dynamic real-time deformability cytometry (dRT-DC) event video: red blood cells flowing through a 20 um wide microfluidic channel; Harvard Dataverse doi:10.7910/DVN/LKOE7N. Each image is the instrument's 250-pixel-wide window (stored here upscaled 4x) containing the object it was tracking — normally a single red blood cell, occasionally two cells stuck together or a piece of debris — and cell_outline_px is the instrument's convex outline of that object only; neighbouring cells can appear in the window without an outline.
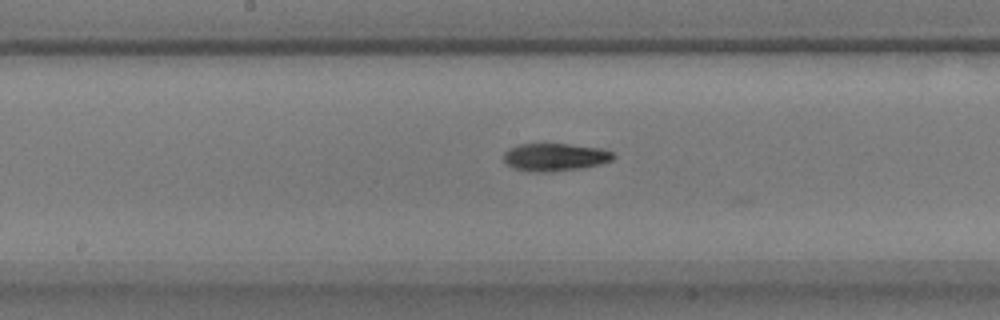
{"species": "common noctule bat (a hibernating species)", "species_latin": "Nyctalus noctula", "temperature_condition": "warm", "stored_images_in_passage": 25, "camera_frame_rate_fps": 3000, "um_per_image_px": 0.085, "animal": {"sex": "male", "body_mass_g": 17.9}, "frame": {"image": 1, "passage_image": 14, "time_ms": 4.333, "image_size_px": [1000, 320], "cell_outline_px": [[616, 156], [612, 160], [600, 164], [584, 168], [552, 172], [532, 172], [512, 168], [504, 164], [504, 152], [508, 148], [520, 144], [568, 144], [600, 148], [612, 152]], "centroid_in_image_um": [47.14, 13.37], "position_along_channel_um": 201.1, "area_um2": 17.98}}
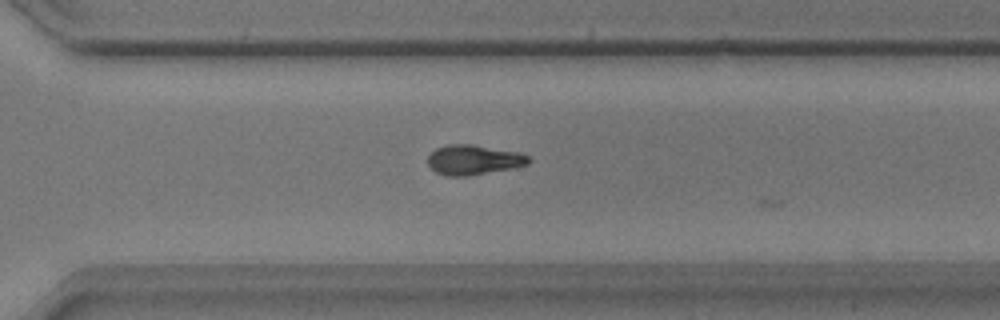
{"frame": {"image": 2, "passage_image": 24, "time_ms": 7.667, "image_size_px": [1000, 320], "cell_outline_px": [[532, 160], [528, 164], [512, 168], [468, 176], [448, 176], [436, 172], [428, 164], [428, 156], [436, 148], [448, 144], [472, 144], [520, 152], [528, 156]], "centroid_in_image_um": [40.27, 13.58], "position_along_channel_um": 330.3, "area_um2": 17.57}}